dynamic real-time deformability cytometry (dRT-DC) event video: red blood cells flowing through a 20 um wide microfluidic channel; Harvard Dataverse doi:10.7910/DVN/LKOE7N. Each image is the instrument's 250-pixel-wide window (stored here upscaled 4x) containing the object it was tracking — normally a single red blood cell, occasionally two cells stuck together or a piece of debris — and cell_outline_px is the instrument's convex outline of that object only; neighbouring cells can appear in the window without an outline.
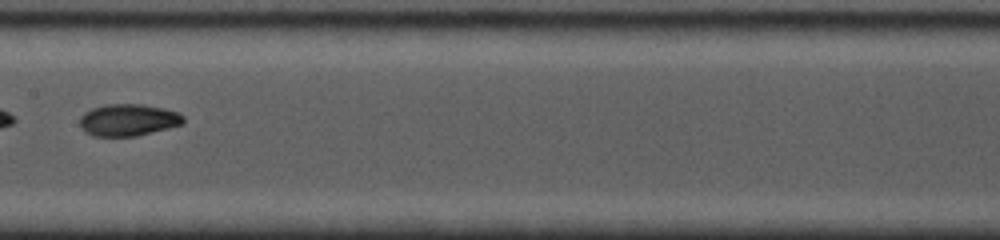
{"species": "common noctule bat (a hibernating species)", "species_latin": "Nyctalus noctula", "temperature_condition": "cold", "stored_images_in_passage": 13, "camera_frame_rate_fps": 5000, "um_per_image_px": 0.085, "animal": {"sex": "female", "body_mass_g": 19.0, "forearm_length_mm": 53.3}, "frame": {"image": 1, "passage_image": 10, "time_ms": 4.4, "image_size_px": [1000, 240], "cell_outline_px": [[184, 124], [136, 136], [92, 136], [84, 132], [80, 128], [80, 116], [84, 112], [92, 108], [104, 104], [140, 104], [164, 108], [180, 112], [184, 116]], "centroid_in_image_um": [10.89, 10.19], "position_along_channel_um": 196.5, "area_um2": 19.54}}
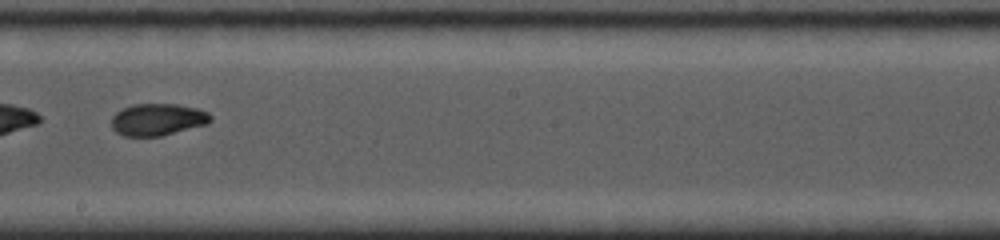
{"frame": {"image": 2, "passage_image": 11, "time_ms": 5.4, "image_size_px": [1000, 240], "cell_outline_px": [[212, 120], [208, 124], [160, 136], [124, 136], [116, 132], [112, 128], [112, 116], [120, 108], [132, 104], [176, 104], [196, 108], [208, 112], [212, 116]], "centroid_in_image_um": [13.39, 10.15], "position_along_channel_um": 234.8, "area_um2": 18.61}}